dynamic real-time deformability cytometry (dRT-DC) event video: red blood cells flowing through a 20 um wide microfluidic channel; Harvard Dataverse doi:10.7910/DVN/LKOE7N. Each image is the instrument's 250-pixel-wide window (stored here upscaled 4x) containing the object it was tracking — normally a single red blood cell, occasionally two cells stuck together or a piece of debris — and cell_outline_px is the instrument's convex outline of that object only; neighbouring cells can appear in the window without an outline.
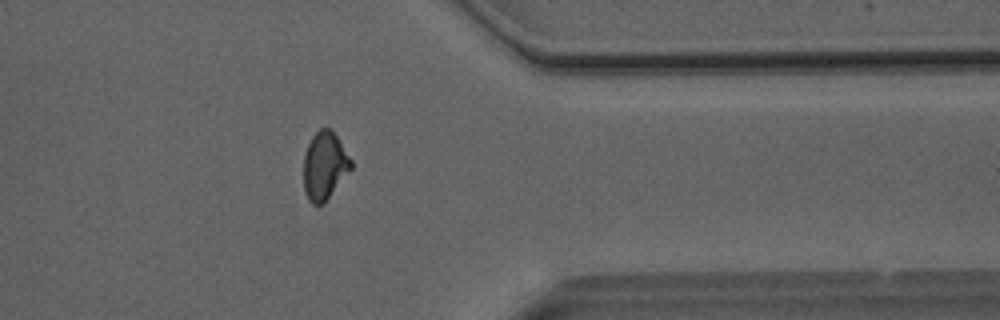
{"species": "Egyptian fruit bat (a non-hibernating species)", "species_latin": "Rousettus aegyptiacus", "temperature_condition": "room temperature", "stored_images_in_passage": 38, "camera_frame_rate_fps": 3000, "um_per_image_px": 0.085, "animal": {"sex": "male"}, "frame": {"image": 1, "passage_image": 28, "time_ms": 9.0, "image_size_px": [1000, 320], "cell_outline_px": [[352, 168], [324, 204], [312, 204], [308, 200], [304, 188], [304, 156], [308, 144], [312, 136], [320, 128], [332, 128], [352, 160]], "centroid_in_image_um": [27.6, 14.08], "position_along_channel_um": 383.8, "area_um2": 18.84}}
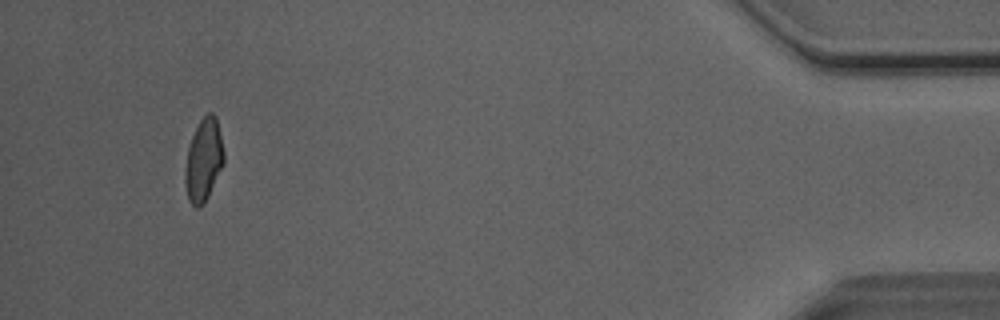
{"frame": {"image": 2, "passage_image": 35, "time_ms": 11.333, "image_size_px": [1000, 320], "cell_outline_px": [[224, 164], [208, 196], [200, 208], [196, 208], [188, 200], [184, 180], [184, 172], [188, 148], [192, 136], [200, 120], [208, 112], [212, 112], [216, 116], [224, 152]], "centroid_in_image_um": [17.3, 13.62], "position_along_channel_um": 417.9, "area_um2": 18.67}, "authors_computed_cell_mechanics": {"area_um2": 18.9873, "velocity_mm_per_s": 4.0745, "shape_relaxation_time_tau1_ms": 8.2729, "shape_relaxation_time_tau2_ms": 1.9914, "deformation_change_tau1": 0.2036, "deformation_change_tau2": 0.0737}}